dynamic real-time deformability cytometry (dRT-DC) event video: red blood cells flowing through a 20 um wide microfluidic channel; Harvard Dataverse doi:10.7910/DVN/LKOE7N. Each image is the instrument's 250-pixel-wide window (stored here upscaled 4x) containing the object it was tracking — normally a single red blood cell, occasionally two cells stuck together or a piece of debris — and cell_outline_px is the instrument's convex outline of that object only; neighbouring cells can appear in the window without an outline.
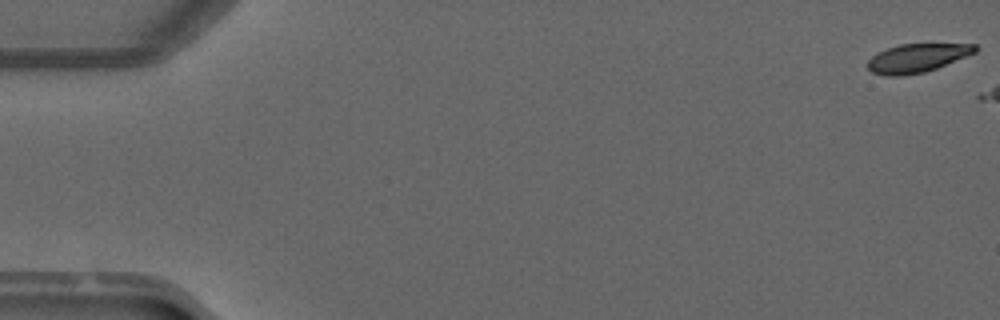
{"species": "common noctule bat (a hibernating species)", "species_latin": "Nyctalus noctula", "temperature_condition": "warm", "stored_images_in_passage": 6, "camera_frame_rate_fps": 3000, "um_per_image_px": 0.085, "animal": {"sex": "male", "forearm_length_mm": 52.5}, "frame": {"image": 1, "passage_image": 1, "time_ms": 0.0, "image_size_px": [1000, 320], "cell_outline_px": [[980, 48], [976, 52], [936, 68], [924, 72], [900, 76], [888, 76], [872, 72], [868, 68], [868, 60], [876, 52], [900, 44], [976, 44]], "centroid_in_image_um": [77.95, 4.92], "position_along_channel_um": 7.0, "area_um2": 17.8}}